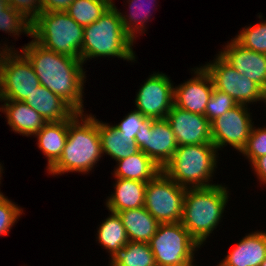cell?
Returning <instances> with one entry per match:
<instances>
[{"label": "cell", "instance_id": "obj_1", "mask_svg": "<svg viewBox=\"0 0 266 266\" xmlns=\"http://www.w3.org/2000/svg\"><path fill=\"white\" fill-rule=\"evenodd\" d=\"M30 61L40 85L60 96L76 112L84 113L86 71L78 58L44 48L34 39L20 50Z\"/></svg>", "mask_w": 266, "mask_h": 266}, {"label": "cell", "instance_id": "obj_2", "mask_svg": "<svg viewBox=\"0 0 266 266\" xmlns=\"http://www.w3.org/2000/svg\"><path fill=\"white\" fill-rule=\"evenodd\" d=\"M103 157L97 118L76 112L69 119L67 141L60 159L47 171L49 175L88 174Z\"/></svg>", "mask_w": 266, "mask_h": 266}, {"label": "cell", "instance_id": "obj_3", "mask_svg": "<svg viewBox=\"0 0 266 266\" xmlns=\"http://www.w3.org/2000/svg\"><path fill=\"white\" fill-rule=\"evenodd\" d=\"M187 188L180 223L202 247L220 224L228 204L229 187Z\"/></svg>", "mask_w": 266, "mask_h": 266}, {"label": "cell", "instance_id": "obj_4", "mask_svg": "<svg viewBox=\"0 0 266 266\" xmlns=\"http://www.w3.org/2000/svg\"><path fill=\"white\" fill-rule=\"evenodd\" d=\"M134 40L124 31L119 9L110 6L106 12L89 26L84 27L81 61L96 57H117L135 62Z\"/></svg>", "mask_w": 266, "mask_h": 266}, {"label": "cell", "instance_id": "obj_5", "mask_svg": "<svg viewBox=\"0 0 266 266\" xmlns=\"http://www.w3.org/2000/svg\"><path fill=\"white\" fill-rule=\"evenodd\" d=\"M218 155V149L213 143L178 146L162 171L185 188L215 186L217 184L212 182L218 167Z\"/></svg>", "mask_w": 266, "mask_h": 266}, {"label": "cell", "instance_id": "obj_6", "mask_svg": "<svg viewBox=\"0 0 266 266\" xmlns=\"http://www.w3.org/2000/svg\"><path fill=\"white\" fill-rule=\"evenodd\" d=\"M84 27L65 11L41 12L32 22L31 38L44 48L81 60Z\"/></svg>", "mask_w": 266, "mask_h": 266}, {"label": "cell", "instance_id": "obj_7", "mask_svg": "<svg viewBox=\"0 0 266 266\" xmlns=\"http://www.w3.org/2000/svg\"><path fill=\"white\" fill-rule=\"evenodd\" d=\"M8 46H0V100L24 102L40 82L28 58L13 45Z\"/></svg>", "mask_w": 266, "mask_h": 266}, {"label": "cell", "instance_id": "obj_8", "mask_svg": "<svg viewBox=\"0 0 266 266\" xmlns=\"http://www.w3.org/2000/svg\"><path fill=\"white\" fill-rule=\"evenodd\" d=\"M148 244L157 266H186L201 247L180 222L160 223Z\"/></svg>", "mask_w": 266, "mask_h": 266}, {"label": "cell", "instance_id": "obj_9", "mask_svg": "<svg viewBox=\"0 0 266 266\" xmlns=\"http://www.w3.org/2000/svg\"><path fill=\"white\" fill-rule=\"evenodd\" d=\"M186 189L160 171L147 182L144 207L159 223L180 222Z\"/></svg>", "mask_w": 266, "mask_h": 266}, {"label": "cell", "instance_id": "obj_10", "mask_svg": "<svg viewBox=\"0 0 266 266\" xmlns=\"http://www.w3.org/2000/svg\"><path fill=\"white\" fill-rule=\"evenodd\" d=\"M215 57L202 65L210 74L215 89L227 93L237 104L249 106L254 102H266V92L258 84L238 73L218 53Z\"/></svg>", "mask_w": 266, "mask_h": 266}, {"label": "cell", "instance_id": "obj_11", "mask_svg": "<svg viewBox=\"0 0 266 266\" xmlns=\"http://www.w3.org/2000/svg\"><path fill=\"white\" fill-rule=\"evenodd\" d=\"M251 114L247 105L238 104L210 123L212 143L218 151L229 145L241 153L254 126Z\"/></svg>", "mask_w": 266, "mask_h": 266}, {"label": "cell", "instance_id": "obj_12", "mask_svg": "<svg viewBox=\"0 0 266 266\" xmlns=\"http://www.w3.org/2000/svg\"><path fill=\"white\" fill-rule=\"evenodd\" d=\"M134 105L142 116L164 119L174 105V85L170 77L154 72L141 84Z\"/></svg>", "mask_w": 266, "mask_h": 266}, {"label": "cell", "instance_id": "obj_13", "mask_svg": "<svg viewBox=\"0 0 266 266\" xmlns=\"http://www.w3.org/2000/svg\"><path fill=\"white\" fill-rule=\"evenodd\" d=\"M134 141L139 150L161 168L173 157L178 147L170 124L164 119L146 118Z\"/></svg>", "mask_w": 266, "mask_h": 266}, {"label": "cell", "instance_id": "obj_14", "mask_svg": "<svg viewBox=\"0 0 266 266\" xmlns=\"http://www.w3.org/2000/svg\"><path fill=\"white\" fill-rule=\"evenodd\" d=\"M191 71L194 76L174 86V106L191 113L205 115L214 84L203 66L194 67Z\"/></svg>", "mask_w": 266, "mask_h": 266}, {"label": "cell", "instance_id": "obj_15", "mask_svg": "<svg viewBox=\"0 0 266 266\" xmlns=\"http://www.w3.org/2000/svg\"><path fill=\"white\" fill-rule=\"evenodd\" d=\"M165 119L171 126L178 146L212 143L210 121L204 115L173 105Z\"/></svg>", "mask_w": 266, "mask_h": 266}, {"label": "cell", "instance_id": "obj_16", "mask_svg": "<svg viewBox=\"0 0 266 266\" xmlns=\"http://www.w3.org/2000/svg\"><path fill=\"white\" fill-rule=\"evenodd\" d=\"M220 50L218 54L228 64L266 92V54L244 48L234 38Z\"/></svg>", "mask_w": 266, "mask_h": 266}, {"label": "cell", "instance_id": "obj_17", "mask_svg": "<svg viewBox=\"0 0 266 266\" xmlns=\"http://www.w3.org/2000/svg\"><path fill=\"white\" fill-rule=\"evenodd\" d=\"M265 258L266 231L257 230L239 240L216 266H260Z\"/></svg>", "mask_w": 266, "mask_h": 266}, {"label": "cell", "instance_id": "obj_18", "mask_svg": "<svg viewBox=\"0 0 266 266\" xmlns=\"http://www.w3.org/2000/svg\"><path fill=\"white\" fill-rule=\"evenodd\" d=\"M0 112L5 114L7 124L16 134L35 136L47 123L45 119L23 101L0 100Z\"/></svg>", "mask_w": 266, "mask_h": 266}, {"label": "cell", "instance_id": "obj_19", "mask_svg": "<svg viewBox=\"0 0 266 266\" xmlns=\"http://www.w3.org/2000/svg\"><path fill=\"white\" fill-rule=\"evenodd\" d=\"M24 102L38 112L46 122L65 121L76 113L60 96L42 85Z\"/></svg>", "mask_w": 266, "mask_h": 266}, {"label": "cell", "instance_id": "obj_20", "mask_svg": "<svg viewBox=\"0 0 266 266\" xmlns=\"http://www.w3.org/2000/svg\"><path fill=\"white\" fill-rule=\"evenodd\" d=\"M146 185L147 182L115 178L114 193L108 196L105 203L109 213L143 207Z\"/></svg>", "mask_w": 266, "mask_h": 266}, {"label": "cell", "instance_id": "obj_21", "mask_svg": "<svg viewBox=\"0 0 266 266\" xmlns=\"http://www.w3.org/2000/svg\"><path fill=\"white\" fill-rule=\"evenodd\" d=\"M69 119L65 121L47 122L34 136L37 146L47 159L48 171L59 159L67 141Z\"/></svg>", "mask_w": 266, "mask_h": 266}, {"label": "cell", "instance_id": "obj_22", "mask_svg": "<svg viewBox=\"0 0 266 266\" xmlns=\"http://www.w3.org/2000/svg\"><path fill=\"white\" fill-rule=\"evenodd\" d=\"M118 215L125 227L128 240L132 242L148 243L160 225L144 206L118 212Z\"/></svg>", "mask_w": 266, "mask_h": 266}, {"label": "cell", "instance_id": "obj_23", "mask_svg": "<svg viewBox=\"0 0 266 266\" xmlns=\"http://www.w3.org/2000/svg\"><path fill=\"white\" fill-rule=\"evenodd\" d=\"M116 162L118 164L116 163L112 173L114 178L148 182L162 171V168L142 151Z\"/></svg>", "mask_w": 266, "mask_h": 266}, {"label": "cell", "instance_id": "obj_24", "mask_svg": "<svg viewBox=\"0 0 266 266\" xmlns=\"http://www.w3.org/2000/svg\"><path fill=\"white\" fill-rule=\"evenodd\" d=\"M97 127L101 140L102 155H108L115 161L129 157L139 152L135 141L128 140L111 124L97 119Z\"/></svg>", "mask_w": 266, "mask_h": 266}, {"label": "cell", "instance_id": "obj_25", "mask_svg": "<svg viewBox=\"0 0 266 266\" xmlns=\"http://www.w3.org/2000/svg\"><path fill=\"white\" fill-rule=\"evenodd\" d=\"M97 228L96 241L113 259L129 242L125 227L118 213L111 212Z\"/></svg>", "mask_w": 266, "mask_h": 266}, {"label": "cell", "instance_id": "obj_26", "mask_svg": "<svg viewBox=\"0 0 266 266\" xmlns=\"http://www.w3.org/2000/svg\"><path fill=\"white\" fill-rule=\"evenodd\" d=\"M128 3V10L126 12H120V17L122 21V26L124 31L134 40L136 43V38L139 35L147 31L146 23L152 18L151 6L152 8L156 5V0H126ZM155 4V5H152ZM148 6V7H147ZM139 33V35H137Z\"/></svg>", "mask_w": 266, "mask_h": 266}, {"label": "cell", "instance_id": "obj_27", "mask_svg": "<svg viewBox=\"0 0 266 266\" xmlns=\"http://www.w3.org/2000/svg\"><path fill=\"white\" fill-rule=\"evenodd\" d=\"M109 0H74L65 11L82 27L89 26L110 7Z\"/></svg>", "mask_w": 266, "mask_h": 266}, {"label": "cell", "instance_id": "obj_28", "mask_svg": "<svg viewBox=\"0 0 266 266\" xmlns=\"http://www.w3.org/2000/svg\"><path fill=\"white\" fill-rule=\"evenodd\" d=\"M120 266H157L148 243L129 241L113 258Z\"/></svg>", "mask_w": 266, "mask_h": 266}, {"label": "cell", "instance_id": "obj_29", "mask_svg": "<svg viewBox=\"0 0 266 266\" xmlns=\"http://www.w3.org/2000/svg\"><path fill=\"white\" fill-rule=\"evenodd\" d=\"M31 25L32 23L19 11L14 10L7 1L0 0V31H5L4 33L11 37L14 35L16 39L23 33L31 38Z\"/></svg>", "mask_w": 266, "mask_h": 266}, {"label": "cell", "instance_id": "obj_30", "mask_svg": "<svg viewBox=\"0 0 266 266\" xmlns=\"http://www.w3.org/2000/svg\"><path fill=\"white\" fill-rule=\"evenodd\" d=\"M258 18L262 20L260 23L245 26L234 39L244 48L266 54V19H262V14Z\"/></svg>", "mask_w": 266, "mask_h": 266}, {"label": "cell", "instance_id": "obj_31", "mask_svg": "<svg viewBox=\"0 0 266 266\" xmlns=\"http://www.w3.org/2000/svg\"><path fill=\"white\" fill-rule=\"evenodd\" d=\"M237 102L227 93L213 89L211 97L207 103L205 117L210 123L223 115L225 112L237 106Z\"/></svg>", "mask_w": 266, "mask_h": 266}, {"label": "cell", "instance_id": "obj_32", "mask_svg": "<svg viewBox=\"0 0 266 266\" xmlns=\"http://www.w3.org/2000/svg\"><path fill=\"white\" fill-rule=\"evenodd\" d=\"M22 209L18 204L8 199V196L3 195L0 198V236L9 235V231L24 214Z\"/></svg>", "mask_w": 266, "mask_h": 266}, {"label": "cell", "instance_id": "obj_33", "mask_svg": "<svg viewBox=\"0 0 266 266\" xmlns=\"http://www.w3.org/2000/svg\"><path fill=\"white\" fill-rule=\"evenodd\" d=\"M242 155L251 164L255 159L266 155V127L253 126L245 148L241 151Z\"/></svg>", "mask_w": 266, "mask_h": 266}, {"label": "cell", "instance_id": "obj_34", "mask_svg": "<svg viewBox=\"0 0 266 266\" xmlns=\"http://www.w3.org/2000/svg\"><path fill=\"white\" fill-rule=\"evenodd\" d=\"M147 117L142 116L135 109L126 116H124L123 120L118 124H114L113 126L121 133L122 136H125L131 142L134 141L136 134L139 132L141 123Z\"/></svg>", "mask_w": 266, "mask_h": 266}, {"label": "cell", "instance_id": "obj_35", "mask_svg": "<svg viewBox=\"0 0 266 266\" xmlns=\"http://www.w3.org/2000/svg\"><path fill=\"white\" fill-rule=\"evenodd\" d=\"M7 2L31 23L42 12V0H8Z\"/></svg>", "mask_w": 266, "mask_h": 266}, {"label": "cell", "instance_id": "obj_36", "mask_svg": "<svg viewBox=\"0 0 266 266\" xmlns=\"http://www.w3.org/2000/svg\"><path fill=\"white\" fill-rule=\"evenodd\" d=\"M74 0H42V12H63Z\"/></svg>", "mask_w": 266, "mask_h": 266}, {"label": "cell", "instance_id": "obj_37", "mask_svg": "<svg viewBox=\"0 0 266 266\" xmlns=\"http://www.w3.org/2000/svg\"><path fill=\"white\" fill-rule=\"evenodd\" d=\"M250 166L260 184H266V155L255 159Z\"/></svg>", "mask_w": 266, "mask_h": 266}, {"label": "cell", "instance_id": "obj_38", "mask_svg": "<svg viewBox=\"0 0 266 266\" xmlns=\"http://www.w3.org/2000/svg\"><path fill=\"white\" fill-rule=\"evenodd\" d=\"M108 265H109V266H120V265H118L113 259H110Z\"/></svg>", "mask_w": 266, "mask_h": 266}, {"label": "cell", "instance_id": "obj_39", "mask_svg": "<svg viewBox=\"0 0 266 266\" xmlns=\"http://www.w3.org/2000/svg\"><path fill=\"white\" fill-rule=\"evenodd\" d=\"M2 172H3V171H0V184H1V178H2V175H3ZM0 191H1V190H0ZM3 195H4V194H3L2 192H0V198H1Z\"/></svg>", "mask_w": 266, "mask_h": 266}, {"label": "cell", "instance_id": "obj_40", "mask_svg": "<svg viewBox=\"0 0 266 266\" xmlns=\"http://www.w3.org/2000/svg\"><path fill=\"white\" fill-rule=\"evenodd\" d=\"M111 6H115L114 0H109Z\"/></svg>", "mask_w": 266, "mask_h": 266}, {"label": "cell", "instance_id": "obj_41", "mask_svg": "<svg viewBox=\"0 0 266 266\" xmlns=\"http://www.w3.org/2000/svg\"><path fill=\"white\" fill-rule=\"evenodd\" d=\"M260 266H266V258H265V260L261 263Z\"/></svg>", "mask_w": 266, "mask_h": 266}, {"label": "cell", "instance_id": "obj_42", "mask_svg": "<svg viewBox=\"0 0 266 266\" xmlns=\"http://www.w3.org/2000/svg\"><path fill=\"white\" fill-rule=\"evenodd\" d=\"M2 163L0 162V171H3L4 168H3V165H1Z\"/></svg>", "mask_w": 266, "mask_h": 266}, {"label": "cell", "instance_id": "obj_43", "mask_svg": "<svg viewBox=\"0 0 266 266\" xmlns=\"http://www.w3.org/2000/svg\"><path fill=\"white\" fill-rule=\"evenodd\" d=\"M186 266H197V265H194V262H192V263H190V264H188Z\"/></svg>", "mask_w": 266, "mask_h": 266}]
</instances>
